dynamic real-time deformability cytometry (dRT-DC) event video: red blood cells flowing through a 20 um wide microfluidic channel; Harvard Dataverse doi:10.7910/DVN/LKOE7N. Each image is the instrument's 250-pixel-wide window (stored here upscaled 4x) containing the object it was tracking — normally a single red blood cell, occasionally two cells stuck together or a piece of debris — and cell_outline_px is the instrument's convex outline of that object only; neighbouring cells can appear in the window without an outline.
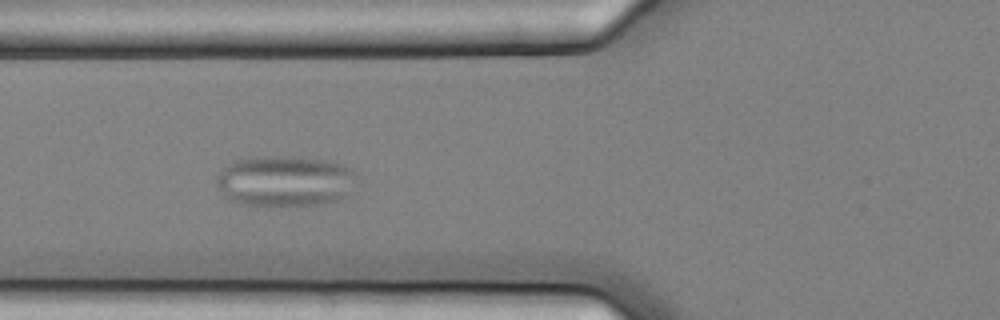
{"species": "common noctule bat (a hibernating species)", "species_latin": "Nyctalus noctula", "temperature_condition": "cold", "stored_images_in_passage": 10, "camera_frame_rate_fps": 3000, "um_per_image_px": 0.085, "animal": {"sex": "female", "body_mass_g": 25.1}, "frame": {"image": 1, "passage_image": 6, "time_ms": 1.667, "image_size_px": [1000, 320], "cell_outline_px": [[356, 176], [348, 196], [336, 200], [316, 204], [240, 204], [228, 200], [216, 184], [216, 176], [228, 164], [236, 160], [256, 156], [296, 156], [324, 160], [340, 164], [348, 168]], "centroid_in_image_um": [24.18, 15.36], "position_along_channel_um": 101.6, "area_um2": 41.04}}